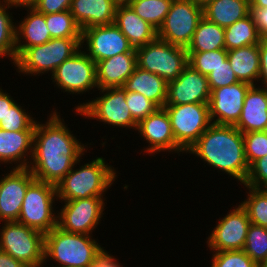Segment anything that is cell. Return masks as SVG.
Returning a JSON list of instances; mask_svg holds the SVG:
<instances>
[{"label": "cell", "instance_id": "cell-5", "mask_svg": "<svg viewBox=\"0 0 267 267\" xmlns=\"http://www.w3.org/2000/svg\"><path fill=\"white\" fill-rule=\"evenodd\" d=\"M81 48V38H55L42 45L24 49L14 62L16 71L37 76L53 73L66 59Z\"/></svg>", "mask_w": 267, "mask_h": 267}, {"label": "cell", "instance_id": "cell-52", "mask_svg": "<svg viewBox=\"0 0 267 267\" xmlns=\"http://www.w3.org/2000/svg\"><path fill=\"white\" fill-rule=\"evenodd\" d=\"M199 5L203 6L205 5L207 2L211 1V0H195Z\"/></svg>", "mask_w": 267, "mask_h": 267}, {"label": "cell", "instance_id": "cell-41", "mask_svg": "<svg viewBox=\"0 0 267 267\" xmlns=\"http://www.w3.org/2000/svg\"><path fill=\"white\" fill-rule=\"evenodd\" d=\"M208 84L210 91L216 88L230 86L239 82L234 71L231 68L230 62L226 59L222 64L213 69L208 75Z\"/></svg>", "mask_w": 267, "mask_h": 267}, {"label": "cell", "instance_id": "cell-20", "mask_svg": "<svg viewBox=\"0 0 267 267\" xmlns=\"http://www.w3.org/2000/svg\"><path fill=\"white\" fill-rule=\"evenodd\" d=\"M136 66V52L122 53L96 62L98 89L122 87Z\"/></svg>", "mask_w": 267, "mask_h": 267}, {"label": "cell", "instance_id": "cell-31", "mask_svg": "<svg viewBox=\"0 0 267 267\" xmlns=\"http://www.w3.org/2000/svg\"><path fill=\"white\" fill-rule=\"evenodd\" d=\"M172 2L173 0H132L128 5L158 31Z\"/></svg>", "mask_w": 267, "mask_h": 267}, {"label": "cell", "instance_id": "cell-2", "mask_svg": "<svg viewBox=\"0 0 267 267\" xmlns=\"http://www.w3.org/2000/svg\"><path fill=\"white\" fill-rule=\"evenodd\" d=\"M216 170L244 184L249 172L245 156L243 133L234 125L212 123L187 151Z\"/></svg>", "mask_w": 267, "mask_h": 267}, {"label": "cell", "instance_id": "cell-16", "mask_svg": "<svg viewBox=\"0 0 267 267\" xmlns=\"http://www.w3.org/2000/svg\"><path fill=\"white\" fill-rule=\"evenodd\" d=\"M250 87V84L239 81L230 86L213 89L208 103L211 122L218 125H235Z\"/></svg>", "mask_w": 267, "mask_h": 267}, {"label": "cell", "instance_id": "cell-29", "mask_svg": "<svg viewBox=\"0 0 267 267\" xmlns=\"http://www.w3.org/2000/svg\"><path fill=\"white\" fill-rule=\"evenodd\" d=\"M225 49L224 28L204 16L198 23L187 52H205Z\"/></svg>", "mask_w": 267, "mask_h": 267}, {"label": "cell", "instance_id": "cell-6", "mask_svg": "<svg viewBox=\"0 0 267 267\" xmlns=\"http://www.w3.org/2000/svg\"><path fill=\"white\" fill-rule=\"evenodd\" d=\"M137 67L154 73L167 83L176 80L188 66V54L185 47L167 43L158 37L152 42L137 47Z\"/></svg>", "mask_w": 267, "mask_h": 267}, {"label": "cell", "instance_id": "cell-47", "mask_svg": "<svg viewBox=\"0 0 267 267\" xmlns=\"http://www.w3.org/2000/svg\"><path fill=\"white\" fill-rule=\"evenodd\" d=\"M15 100L0 88V122L3 120L8 110L14 105Z\"/></svg>", "mask_w": 267, "mask_h": 267}, {"label": "cell", "instance_id": "cell-22", "mask_svg": "<svg viewBox=\"0 0 267 267\" xmlns=\"http://www.w3.org/2000/svg\"><path fill=\"white\" fill-rule=\"evenodd\" d=\"M34 131L11 132L0 129V163L28 168L33 152Z\"/></svg>", "mask_w": 267, "mask_h": 267}, {"label": "cell", "instance_id": "cell-51", "mask_svg": "<svg viewBox=\"0 0 267 267\" xmlns=\"http://www.w3.org/2000/svg\"><path fill=\"white\" fill-rule=\"evenodd\" d=\"M131 1L132 0H115L118 5H126L129 4Z\"/></svg>", "mask_w": 267, "mask_h": 267}, {"label": "cell", "instance_id": "cell-21", "mask_svg": "<svg viewBox=\"0 0 267 267\" xmlns=\"http://www.w3.org/2000/svg\"><path fill=\"white\" fill-rule=\"evenodd\" d=\"M241 133L265 131L267 128V87L251 86L244 98L238 122L234 125Z\"/></svg>", "mask_w": 267, "mask_h": 267}, {"label": "cell", "instance_id": "cell-11", "mask_svg": "<svg viewBox=\"0 0 267 267\" xmlns=\"http://www.w3.org/2000/svg\"><path fill=\"white\" fill-rule=\"evenodd\" d=\"M164 108L169 115L175 141L186 153L212 124L208 104L189 103Z\"/></svg>", "mask_w": 267, "mask_h": 267}, {"label": "cell", "instance_id": "cell-4", "mask_svg": "<svg viewBox=\"0 0 267 267\" xmlns=\"http://www.w3.org/2000/svg\"><path fill=\"white\" fill-rule=\"evenodd\" d=\"M102 249L92 235L69 233L57 226L44 235V261L50 258L57 267H93Z\"/></svg>", "mask_w": 267, "mask_h": 267}, {"label": "cell", "instance_id": "cell-48", "mask_svg": "<svg viewBox=\"0 0 267 267\" xmlns=\"http://www.w3.org/2000/svg\"><path fill=\"white\" fill-rule=\"evenodd\" d=\"M0 267H27L22 262L0 250Z\"/></svg>", "mask_w": 267, "mask_h": 267}, {"label": "cell", "instance_id": "cell-12", "mask_svg": "<svg viewBox=\"0 0 267 267\" xmlns=\"http://www.w3.org/2000/svg\"><path fill=\"white\" fill-rule=\"evenodd\" d=\"M81 48L66 59L51 74V80L59 89L72 94H84L97 88L96 63ZM84 92V93H83Z\"/></svg>", "mask_w": 267, "mask_h": 267}, {"label": "cell", "instance_id": "cell-33", "mask_svg": "<svg viewBox=\"0 0 267 267\" xmlns=\"http://www.w3.org/2000/svg\"><path fill=\"white\" fill-rule=\"evenodd\" d=\"M247 192V199L240 203L246 210L252 224L267 228V189H257L244 185Z\"/></svg>", "mask_w": 267, "mask_h": 267}, {"label": "cell", "instance_id": "cell-3", "mask_svg": "<svg viewBox=\"0 0 267 267\" xmlns=\"http://www.w3.org/2000/svg\"><path fill=\"white\" fill-rule=\"evenodd\" d=\"M75 166L56 185L57 197L61 202L89 197H103L117 177L113 166L105 158L97 157L75 170ZM113 167V168H112Z\"/></svg>", "mask_w": 267, "mask_h": 267}, {"label": "cell", "instance_id": "cell-53", "mask_svg": "<svg viewBox=\"0 0 267 267\" xmlns=\"http://www.w3.org/2000/svg\"><path fill=\"white\" fill-rule=\"evenodd\" d=\"M257 267H267V261L257 264Z\"/></svg>", "mask_w": 267, "mask_h": 267}, {"label": "cell", "instance_id": "cell-43", "mask_svg": "<svg viewBox=\"0 0 267 267\" xmlns=\"http://www.w3.org/2000/svg\"><path fill=\"white\" fill-rule=\"evenodd\" d=\"M72 0H38L33 6L43 14L59 13L70 10Z\"/></svg>", "mask_w": 267, "mask_h": 267}, {"label": "cell", "instance_id": "cell-28", "mask_svg": "<svg viewBox=\"0 0 267 267\" xmlns=\"http://www.w3.org/2000/svg\"><path fill=\"white\" fill-rule=\"evenodd\" d=\"M250 14V0H211L203 5V16L227 28Z\"/></svg>", "mask_w": 267, "mask_h": 267}, {"label": "cell", "instance_id": "cell-14", "mask_svg": "<svg viewBox=\"0 0 267 267\" xmlns=\"http://www.w3.org/2000/svg\"><path fill=\"white\" fill-rule=\"evenodd\" d=\"M84 45L87 47L85 48ZM81 48L87 49L84 52L95 63L118 54L136 52L127 37L114 23L91 26L82 30Z\"/></svg>", "mask_w": 267, "mask_h": 267}, {"label": "cell", "instance_id": "cell-13", "mask_svg": "<svg viewBox=\"0 0 267 267\" xmlns=\"http://www.w3.org/2000/svg\"><path fill=\"white\" fill-rule=\"evenodd\" d=\"M103 197L64 201L57 213V227L69 233L92 235L105 210Z\"/></svg>", "mask_w": 267, "mask_h": 267}, {"label": "cell", "instance_id": "cell-26", "mask_svg": "<svg viewBox=\"0 0 267 267\" xmlns=\"http://www.w3.org/2000/svg\"><path fill=\"white\" fill-rule=\"evenodd\" d=\"M122 88L126 92L142 94L158 108L166 104L168 83L160 76L137 66Z\"/></svg>", "mask_w": 267, "mask_h": 267}, {"label": "cell", "instance_id": "cell-19", "mask_svg": "<svg viewBox=\"0 0 267 267\" xmlns=\"http://www.w3.org/2000/svg\"><path fill=\"white\" fill-rule=\"evenodd\" d=\"M210 94L207 76L188 65L176 80L168 82L165 106L189 103L208 104Z\"/></svg>", "mask_w": 267, "mask_h": 267}, {"label": "cell", "instance_id": "cell-9", "mask_svg": "<svg viewBox=\"0 0 267 267\" xmlns=\"http://www.w3.org/2000/svg\"><path fill=\"white\" fill-rule=\"evenodd\" d=\"M101 97L78 104L75 112L85 119H95L108 124L129 129H137L138 123L132 118L126 103V91L122 87L98 89ZM102 93V94H101Z\"/></svg>", "mask_w": 267, "mask_h": 267}, {"label": "cell", "instance_id": "cell-1", "mask_svg": "<svg viewBox=\"0 0 267 267\" xmlns=\"http://www.w3.org/2000/svg\"><path fill=\"white\" fill-rule=\"evenodd\" d=\"M47 119L46 124L36 122L28 168L35 179L56 186L81 160L80 157L84 156V152H87L85 148L88 147L72 134L55 109Z\"/></svg>", "mask_w": 267, "mask_h": 267}, {"label": "cell", "instance_id": "cell-27", "mask_svg": "<svg viewBox=\"0 0 267 267\" xmlns=\"http://www.w3.org/2000/svg\"><path fill=\"white\" fill-rule=\"evenodd\" d=\"M227 59L238 81L255 86L260 73L259 44L228 50Z\"/></svg>", "mask_w": 267, "mask_h": 267}, {"label": "cell", "instance_id": "cell-49", "mask_svg": "<svg viewBox=\"0 0 267 267\" xmlns=\"http://www.w3.org/2000/svg\"><path fill=\"white\" fill-rule=\"evenodd\" d=\"M38 0H0L1 3L3 4H6L8 6H11V7H23L26 8L27 7H33L36 3H37Z\"/></svg>", "mask_w": 267, "mask_h": 267}, {"label": "cell", "instance_id": "cell-10", "mask_svg": "<svg viewBox=\"0 0 267 267\" xmlns=\"http://www.w3.org/2000/svg\"><path fill=\"white\" fill-rule=\"evenodd\" d=\"M202 18L203 6L195 0H173L157 36L167 43L187 48Z\"/></svg>", "mask_w": 267, "mask_h": 267}, {"label": "cell", "instance_id": "cell-30", "mask_svg": "<svg viewBox=\"0 0 267 267\" xmlns=\"http://www.w3.org/2000/svg\"><path fill=\"white\" fill-rule=\"evenodd\" d=\"M224 38L227 51L259 44L261 40L251 14L224 28Z\"/></svg>", "mask_w": 267, "mask_h": 267}, {"label": "cell", "instance_id": "cell-42", "mask_svg": "<svg viewBox=\"0 0 267 267\" xmlns=\"http://www.w3.org/2000/svg\"><path fill=\"white\" fill-rule=\"evenodd\" d=\"M243 185L257 189H267V155L256 160L250 167Z\"/></svg>", "mask_w": 267, "mask_h": 267}, {"label": "cell", "instance_id": "cell-45", "mask_svg": "<svg viewBox=\"0 0 267 267\" xmlns=\"http://www.w3.org/2000/svg\"><path fill=\"white\" fill-rule=\"evenodd\" d=\"M260 73L258 82L267 87V38H261L259 43Z\"/></svg>", "mask_w": 267, "mask_h": 267}, {"label": "cell", "instance_id": "cell-50", "mask_svg": "<svg viewBox=\"0 0 267 267\" xmlns=\"http://www.w3.org/2000/svg\"><path fill=\"white\" fill-rule=\"evenodd\" d=\"M250 8H267V0H250Z\"/></svg>", "mask_w": 267, "mask_h": 267}, {"label": "cell", "instance_id": "cell-38", "mask_svg": "<svg viewBox=\"0 0 267 267\" xmlns=\"http://www.w3.org/2000/svg\"><path fill=\"white\" fill-rule=\"evenodd\" d=\"M211 252H213L211 267H257V264L245 253L244 250Z\"/></svg>", "mask_w": 267, "mask_h": 267}, {"label": "cell", "instance_id": "cell-35", "mask_svg": "<svg viewBox=\"0 0 267 267\" xmlns=\"http://www.w3.org/2000/svg\"><path fill=\"white\" fill-rule=\"evenodd\" d=\"M243 250L256 264L267 261V228L251 223Z\"/></svg>", "mask_w": 267, "mask_h": 267}, {"label": "cell", "instance_id": "cell-8", "mask_svg": "<svg viewBox=\"0 0 267 267\" xmlns=\"http://www.w3.org/2000/svg\"><path fill=\"white\" fill-rule=\"evenodd\" d=\"M0 250L27 267H44V234L18 221L4 222ZM45 263V264H44Z\"/></svg>", "mask_w": 267, "mask_h": 267}, {"label": "cell", "instance_id": "cell-39", "mask_svg": "<svg viewBox=\"0 0 267 267\" xmlns=\"http://www.w3.org/2000/svg\"><path fill=\"white\" fill-rule=\"evenodd\" d=\"M245 156L249 167L258 159L267 155V133L254 131L243 133Z\"/></svg>", "mask_w": 267, "mask_h": 267}, {"label": "cell", "instance_id": "cell-25", "mask_svg": "<svg viewBox=\"0 0 267 267\" xmlns=\"http://www.w3.org/2000/svg\"><path fill=\"white\" fill-rule=\"evenodd\" d=\"M27 9L28 15L16 24V57L24 49L42 45L52 39L45 14L38 12L34 7Z\"/></svg>", "mask_w": 267, "mask_h": 267}, {"label": "cell", "instance_id": "cell-17", "mask_svg": "<svg viewBox=\"0 0 267 267\" xmlns=\"http://www.w3.org/2000/svg\"><path fill=\"white\" fill-rule=\"evenodd\" d=\"M0 179V222L17 221L28 186L35 180L29 168H12Z\"/></svg>", "mask_w": 267, "mask_h": 267}, {"label": "cell", "instance_id": "cell-36", "mask_svg": "<svg viewBox=\"0 0 267 267\" xmlns=\"http://www.w3.org/2000/svg\"><path fill=\"white\" fill-rule=\"evenodd\" d=\"M187 54L188 65L206 76L227 59L226 49L205 52H187Z\"/></svg>", "mask_w": 267, "mask_h": 267}, {"label": "cell", "instance_id": "cell-44", "mask_svg": "<svg viewBox=\"0 0 267 267\" xmlns=\"http://www.w3.org/2000/svg\"><path fill=\"white\" fill-rule=\"evenodd\" d=\"M250 14L261 38H267V8H250Z\"/></svg>", "mask_w": 267, "mask_h": 267}, {"label": "cell", "instance_id": "cell-32", "mask_svg": "<svg viewBox=\"0 0 267 267\" xmlns=\"http://www.w3.org/2000/svg\"><path fill=\"white\" fill-rule=\"evenodd\" d=\"M13 8L0 2V58L9 57L13 64L16 60V24L7 9Z\"/></svg>", "mask_w": 267, "mask_h": 267}, {"label": "cell", "instance_id": "cell-24", "mask_svg": "<svg viewBox=\"0 0 267 267\" xmlns=\"http://www.w3.org/2000/svg\"><path fill=\"white\" fill-rule=\"evenodd\" d=\"M114 24L135 49L152 42L158 37L157 30L137 15L128 4L117 6Z\"/></svg>", "mask_w": 267, "mask_h": 267}, {"label": "cell", "instance_id": "cell-46", "mask_svg": "<svg viewBox=\"0 0 267 267\" xmlns=\"http://www.w3.org/2000/svg\"><path fill=\"white\" fill-rule=\"evenodd\" d=\"M106 250L102 249L101 252L95 257L93 267H123L117 262L113 255L108 254Z\"/></svg>", "mask_w": 267, "mask_h": 267}, {"label": "cell", "instance_id": "cell-34", "mask_svg": "<svg viewBox=\"0 0 267 267\" xmlns=\"http://www.w3.org/2000/svg\"><path fill=\"white\" fill-rule=\"evenodd\" d=\"M45 21L52 39L81 38L82 31L75 22L70 10L45 14Z\"/></svg>", "mask_w": 267, "mask_h": 267}, {"label": "cell", "instance_id": "cell-40", "mask_svg": "<svg viewBox=\"0 0 267 267\" xmlns=\"http://www.w3.org/2000/svg\"><path fill=\"white\" fill-rule=\"evenodd\" d=\"M126 103L132 118L137 123L158 108L152 101L137 92H126Z\"/></svg>", "mask_w": 267, "mask_h": 267}, {"label": "cell", "instance_id": "cell-7", "mask_svg": "<svg viewBox=\"0 0 267 267\" xmlns=\"http://www.w3.org/2000/svg\"><path fill=\"white\" fill-rule=\"evenodd\" d=\"M55 199L58 201L56 186L35 179L28 186L17 221L44 235L49 233L57 226Z\"/></svg>", "mask_w": 267, "mask_h": 267}, {"label": "cell", "instance_id": "cell-15", "mask_svg": "<svg viewBox=\"0 0 267 267\" xmlns=\"http://www.w3.org/2000/svg\"><path fill=\"white\" fill-rule=\"evenodd\" d=\"M251 222L246 210L239 204L220 218L208 236L210 251L243 250Z\"/></svg>", "mask_w": 267, "mask_h": 267}, {"label": "cell", "instance_id": "cell-18", "mask_svg": "<svg viewBox=\"0 0 267 267\" xmlns=\"http://www.w3.org/2000/svg\"><path fill=\"white\" fill-rule=\"evenodd\" d=\"M138 134L146 139L149 145L144 152L148 154H157L162 151L178 153L184 151L177 145L169 115L164 107L157 108L153 113L142 119L137 126Z\"/></svg>", "mask_w": 267, "mask_h": 267}, {"label": "cell", "instance_id": "cell-37", "mask_svg": "<svg viewBox=\"0 0 267 267\" xmlns=\"http://www.w3.org/2000/svg\"><path fill=\"white\" fill-rule=\"evenodd\" d=\"M25 111L26 109L15 102L0 122V129L11 132L35 131L37 120L35 121V118H32Z\"/></svg>", "mask_w": 267, "mask_h": 267}, {"label": "cell", "instance_id": "cell-23", "mask_svg": "<svg viewBox=\"0 0 267 267\" xmlns=\"http://www.w3.org/2000/svg\"><path fill=\"white\" fill-rule=\"evenodd\" d=\"M115 0H72L70 12L81 31L98 25L114 23Z\"/></svg>", "mask_w": 267, "mask_h": 267}]
</instances>
